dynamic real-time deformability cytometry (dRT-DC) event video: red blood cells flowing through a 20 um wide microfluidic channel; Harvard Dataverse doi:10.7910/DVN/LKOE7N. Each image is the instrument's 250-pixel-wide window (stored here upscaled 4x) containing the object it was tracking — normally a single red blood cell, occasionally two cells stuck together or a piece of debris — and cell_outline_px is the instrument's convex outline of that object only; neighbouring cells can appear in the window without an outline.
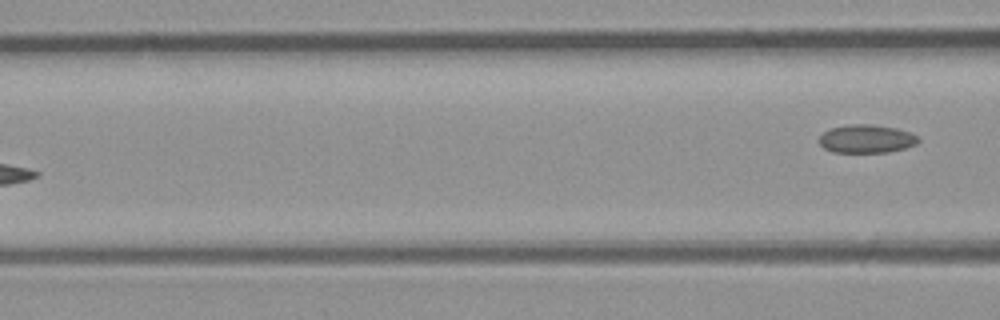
{"species": "common noctule bat (a hibernating species)", "species_latin": "Nyctalus noctula", "temperature_condition": "room temperature", "stored_images_in_passage": 5, "camera_frame_rate_fps": 3000, "um_per_image_px": 0.085, "animal": {"sex": "male", "body_mass_g": 23.1, "forearm_length_mm": 52.7}, "frame": {"image": 1, "passage_image": 5, "time_ms": 4.667, "image_size_px": [1000, 320], "cell_outline_px": [[920, 140], [916, 144], [904, 148], [888, 152], [832, 152], [824, 148], [820, 144], [820, 136], [828, 128], [848, 124], [868, 124], [896, 128], [908, 132], [916, 136]], "centroid_in_image_um": [73.61, 11.79], "position_along_channel_um": 93.0, "area_um2": 16.24}}